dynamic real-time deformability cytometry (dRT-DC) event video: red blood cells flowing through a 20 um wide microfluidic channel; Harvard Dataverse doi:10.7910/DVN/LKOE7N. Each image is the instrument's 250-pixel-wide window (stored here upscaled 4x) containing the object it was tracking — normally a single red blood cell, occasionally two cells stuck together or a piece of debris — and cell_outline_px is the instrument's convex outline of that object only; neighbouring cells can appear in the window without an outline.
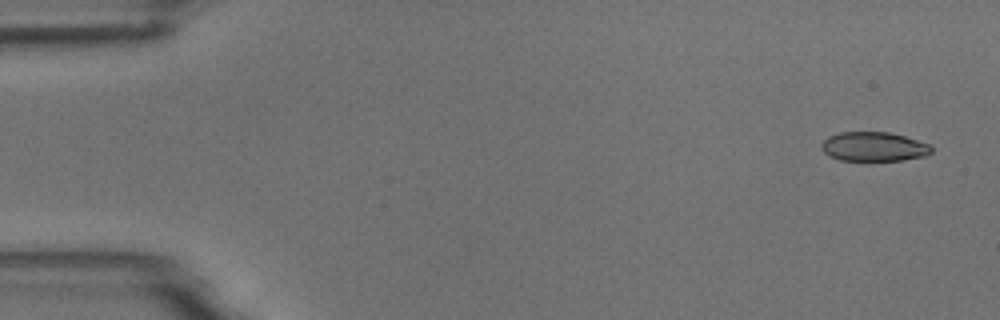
{"species": "common noctule bat (a hibernating species)", "species_latin": "Nyctalus noctula", "temperature_condition": "room temperature", "stored_images_in_passage": 9, "camera_frame_rate_fps": 3000, "um_per_image_px": 0.085, "animal": {"sex": "male", "body_mass_g": 18.8}, "frame": {"image": 1, "passage_image": 1, "time_ms": 0.0, "image_size_px": [1000, 320], "cell_outline_px": [[932, 152], [928, 156], [900, 160], [840, 160], [828, 156], [820, 148], [820, 144], [828, 136], [840, 132], [888, 132], [904, 136], [928, 144], [932, 148]], "centroid_in_image_um": [74.24, 12.46], "position_along_channel_um": 10.8, "area_um2": 18.79}}
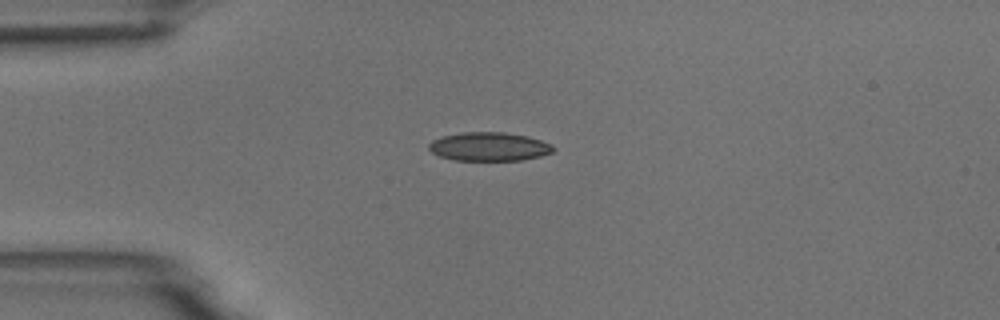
{"frame": {"image": 2, "passage_image": 4, "time_ms": 3.667, "image_size_px": [1000, 320], "cell_outline_px": [[556, 148], [552, 152], [540, 156], [520, 160], [456, 160], [440, 156], [432, 152], [428, 148], [428, 144], [432, 140], [440, 136], [464, 132], [504, 132], [528, 136], [552, 144]], "centroid_in_image_um": [41.57, 12.45], "position_along_channel_um": 43.4, "area_um2": 20.81}}
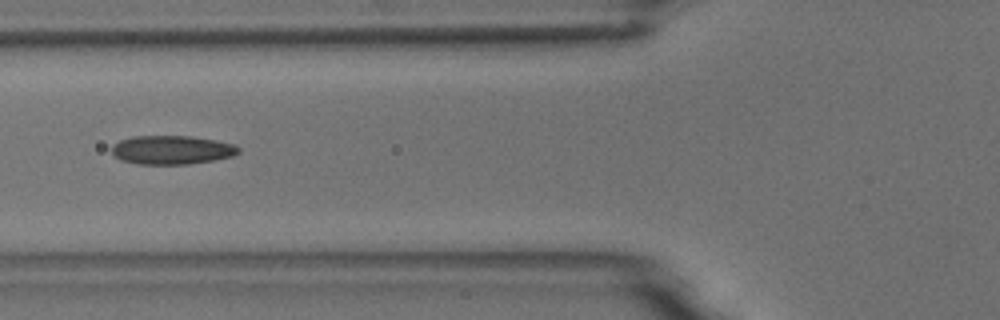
{"frame": {"image": 3, "passage_image": 6, "time_ms": 6.0, "image_size_px": [1000, 320], "cell_outline_px": [[240, 152], [232, 156], [212, 160], [188, 164], [136, 164], [120, 160], [112, 156], [112, 148], [120, 140], [132, 136], [192, 136], [216, 140], [236, 144], [240, 148]], "centroid_in_image_um": [14.61, 12.74], "position_along_channel_um": 111.2, "area_um2": 21.39}}